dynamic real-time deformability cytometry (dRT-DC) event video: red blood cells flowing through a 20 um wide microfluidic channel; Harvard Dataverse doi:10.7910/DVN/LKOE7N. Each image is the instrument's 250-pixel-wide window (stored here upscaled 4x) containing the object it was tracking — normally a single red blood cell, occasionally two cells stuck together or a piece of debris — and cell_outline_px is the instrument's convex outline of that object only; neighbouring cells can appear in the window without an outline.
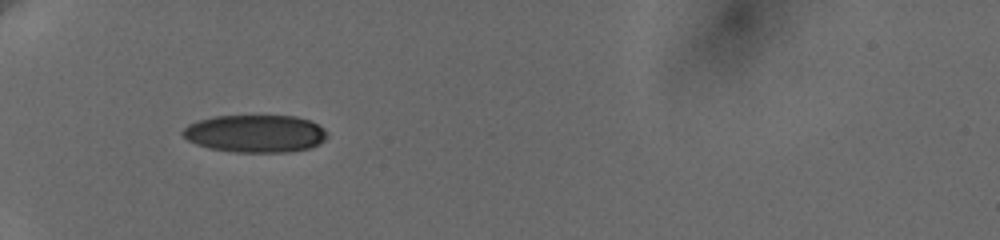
{"species": "human", "species_latin": "Homo sapiens", "temperature_condition": "cold", "stored_images_in_passage": 58, "camera_frame_rate_fps": 3000, "um_per_image_px": 0.085, "donor": {"sex": "female"}, "frame": {"image": 1, "passage_image": 1, "time_ms": 0.0, "image_size_px": [1000, 240], "cell_outline_px": [[328, 136], [320, 144], [308, 148], [292, 152], [236, 152], [208, 148], [196, 144], [188, 140], [180, 132], [188, 124], [200, 120], [216, 116], [296, 116], [308, 120], [316, 124]], "centroid_in_image_um": [21.67, 11.36], "position_along_channel_um": 63.3, "area_um2": 31.44}}
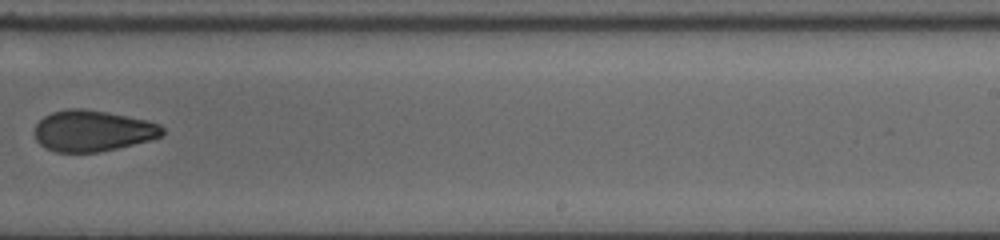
{"frame": {"image": 2, "passage_image": 31, "time_ms": 6.333, "image_size_px": [1000, 240], "cell_outline_px": [[164, 132], [160, 136], [148, 140], [116, 148], [96, 152], [56, 152], [44, 148], [36, 140], [36, 124], [44, 116], [52, 112], [68, 108], [84, 108], [108, 112], [148, 120], [160, 124], [164, 128]], "centroid_in_image_um": [7.86, 11.11], "position_along_channel_um": 281.1, "area_um2": 30.52}}
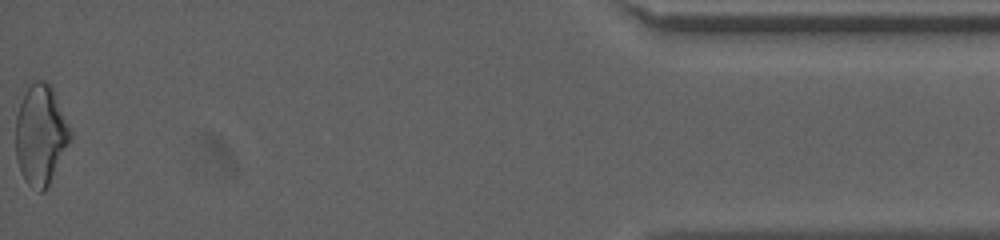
{"frame": {"image": 3, "passage_image": 57, "time_ms": 12.333, "image_size_px": [1000, 240], "cell_outline_px": [[72, 140], [48, 188], [44, 192], [40, 192], [32, 188], [24, 180], [20, 172], [16, 156], [16, 116], [24, 84], [36, 80], [44, 80], [52, 84], [72, 132]], "centroid_in_image_um": [3.46, 11.42], "position_along_channel_um": 431.7, "area_um2": 33.06}, "authors_computed_cell_mechanics": {"area_um2": 31.8478, "velocity_mm_per_s": 3.6775, "shape_relaxation_time_tau1_ms": 11.0461, "shape_relaxation_time_tau2_ms": 7.957, "deformation_change_tau1": 0.1864, "deformation_change_tau2": 0.1395}}